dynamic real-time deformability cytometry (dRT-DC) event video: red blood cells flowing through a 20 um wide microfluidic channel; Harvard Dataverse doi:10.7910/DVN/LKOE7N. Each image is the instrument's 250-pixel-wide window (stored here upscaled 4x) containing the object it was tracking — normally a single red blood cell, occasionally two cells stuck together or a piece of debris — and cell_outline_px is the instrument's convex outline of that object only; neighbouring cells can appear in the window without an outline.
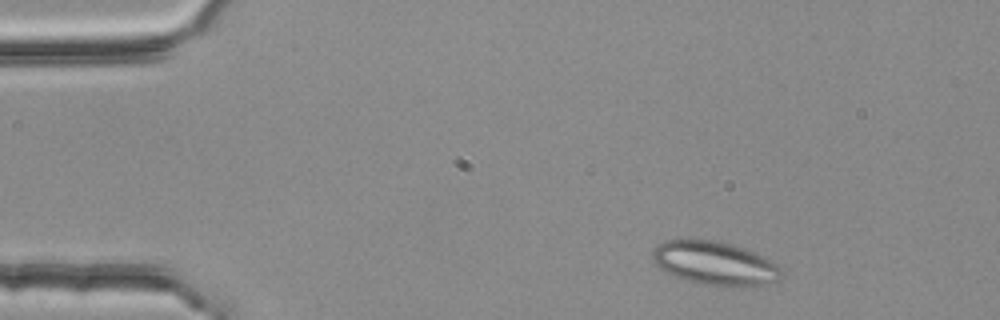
{"species": "common noctule bat (a hibernating species)", "species_latin": "Nyctalus noctula", "temperature_condition": "room temperature", "stored_images_in_passage": 2, "camera_frame_rate_fps": 3000, "um_per_image_px": 0.085, "animal": {"sex": "female", "body_mass_g": 25.1}, "frame": {"image": 1, "passage_image": 1, "time_ms": 0.0, "image_size_px": [1000, 320], "cell_outline_px": [[784, 276], [764, 288], [736, 288], [696, 284], [676, 276], [660, 268], [656, 264], [652, 256], [652, 252], [660, 244], [668, 240], [712, 240], [732, 244], [756, 252], [772, 260], [784, 272]], "centroid_in_image_um": [60.9, 22.44], "position_along_channel_um": 24.1, "area_um2": 33.52}}